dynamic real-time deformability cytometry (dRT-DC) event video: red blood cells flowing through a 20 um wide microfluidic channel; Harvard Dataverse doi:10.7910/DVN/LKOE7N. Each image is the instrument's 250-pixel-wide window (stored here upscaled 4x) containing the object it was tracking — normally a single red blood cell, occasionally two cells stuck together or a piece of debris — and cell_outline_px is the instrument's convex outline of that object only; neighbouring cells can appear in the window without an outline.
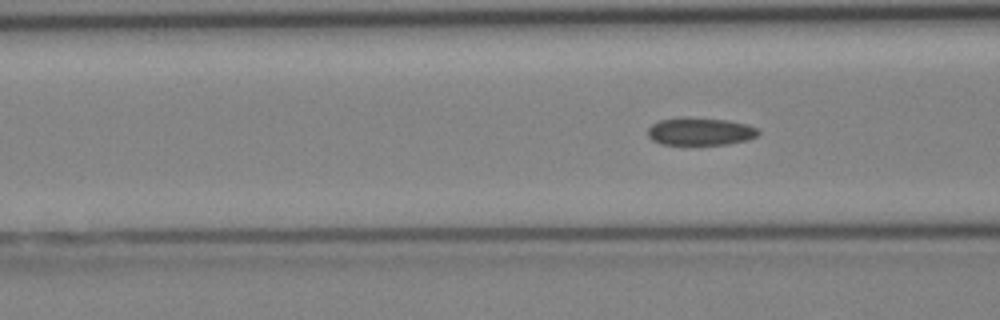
{"species": "Egyptian fruit bat (a non-hibernating species)", "species_latin": "Rousettus aegyptiacus", "temperature_condition": "cold", "stored_images_in_passage": 6, "camera_frame_rate_fps": 3000, "um_per_image_px": 0.085, "animal": {"sex": "female"}, "frame": {"image": 1, "passage_image": 6, "time_ms": 5.667, "image_size_px": [1000, 320], "cell_outline_px": [[760, 132], [756, 136], [744, 140], [728, 144], [660, 144], [652, 140], [648, 136], [648, 128], [652, 124], [660, 120], [728, 120], [748, 124], [756, 128]], "centroid_in_image_um": [59.53, 11.22], "position_along_channel_um": 107.1, "area_um2": 16.88}}